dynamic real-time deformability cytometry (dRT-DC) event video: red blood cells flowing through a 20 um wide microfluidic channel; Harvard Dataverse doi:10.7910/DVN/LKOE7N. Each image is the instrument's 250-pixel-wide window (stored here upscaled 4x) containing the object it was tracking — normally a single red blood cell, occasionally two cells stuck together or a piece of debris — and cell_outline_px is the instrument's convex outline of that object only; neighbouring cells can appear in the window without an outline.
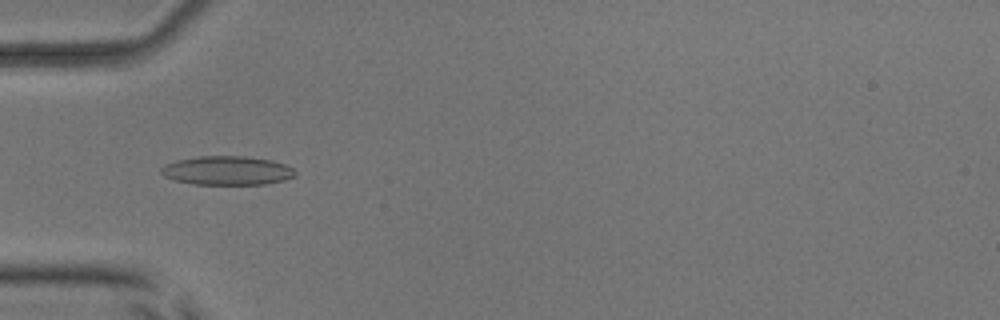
{"species": "common noctule bat (a hibernating species)", "species_latin": "Nyctalus noctula", "temperature_condition": "room temperature", "stored_images_in_passage": 53, "camera_frame_rate_fps": 3000, "um_per_image_px": 0.085, "animal": {"sex": "male", "body_mass_g": 17.9, "forearm_length_mm": 54.2}, "frame": {"image": 1, "passage_image": 17, "time_ms": 5.333, "image_size_px": [1000, 320], "cell_outline_px": [[296, 176], [284, 180], [264, 184], [192, 184], [176, 180], [164, 176], [160, 172], [160, 168], [164, 164], [176, 160], [196, 156], [244, 156], [272, 160], [284, 164], [292, 168], [296, 172]], "centroid_in_image_um": [19.28, 14.49], "position_along_channel_um": 65.7, "area_um2": 22.66}}
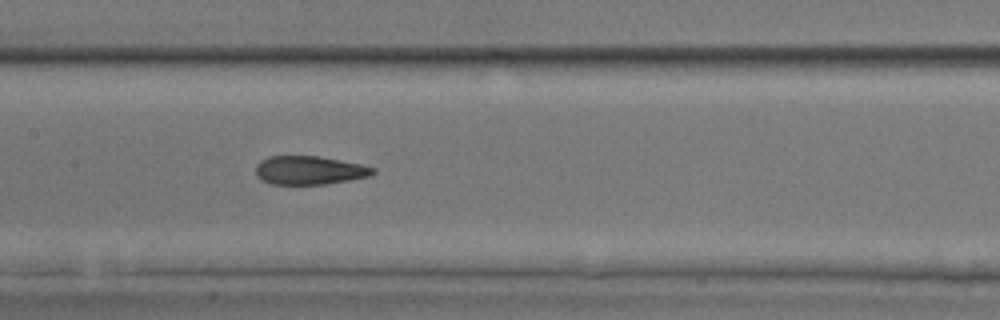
{"frame": {"image": 2, "passage_image": 26, "time_ms": 8.333, "image_size_px": [1000, 320], "cell_outline_px": [[376, 172], [368, 176], [348, 180], [324, 184], [272, 184], [260, 180], [256, 176], [256, 164], [260, 160], [268, 156], [320, 156], [360, 164], [376, 168]], "centroid_in_image_um": [26.26, 14.47], "position_along_channel_um": 181.1, "area_um2": 19.54}}
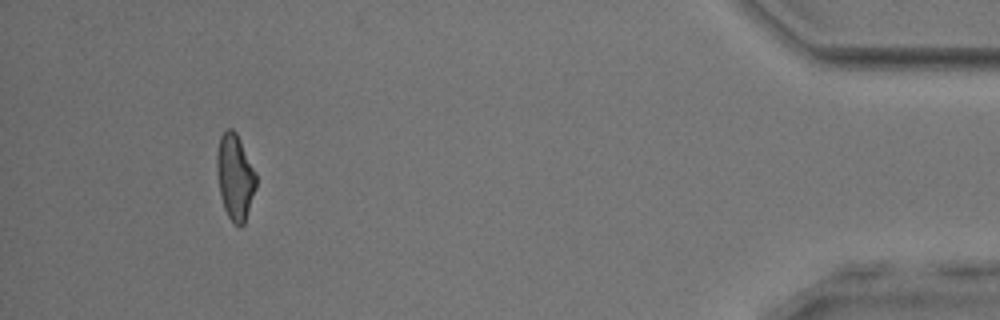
{"frame": {"image": 3, "passage_image": 49, "time_ms": 16.0, "image_size_px": [1000, 320], "cell_outline_px": [[256, 188], [244, 224], [240, 228], [228, 216], [224, 208], [220, 196], [216, 168], [216, 152], [220, 136], [228, 128], [232, 128], [236, 132], [256, 172]], "centroid_in_image_um": [19.97, 15.03], "position_along_channel_um": 415.2, "area_um2": 19.65}, "authors_computed_cell_mechanics": {"area_um2": 20.23, "velocity_mm_per_s": 3.8914, "shape_relaxation_time_tau1_ms": 10.8168, "shape_relaxation_time_tau2_ms": 1.8381, "deformation_change_tau1": 0.2435, "deformation_change_tau2": 0.0993}}